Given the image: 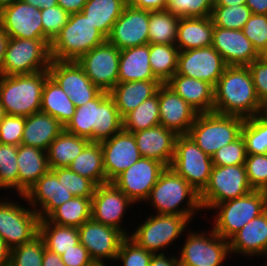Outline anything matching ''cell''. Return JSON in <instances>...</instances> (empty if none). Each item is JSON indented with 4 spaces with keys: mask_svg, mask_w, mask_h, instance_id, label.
Here are the masks:
<instances>
[{
    "mask_svg": "<svg viewBox=\"0 0 267 266\" xmlns=\"http://www.w3.org/2000/svg\"><path fill=\"white\" fill-rule=\"evenodd\" d=\"M213 112L243 118L267 112L260 102L247 66H227L214 87Z\"/></svg>",
    "mask_w": 267,
    "mask_h": 266,
    "instance_id": "1",
    "label": "cell"
},
{
    "mask_svg": "<svg viewBox=\"0 0 267 266\" xmlns=\"http://www.w3.org/2000/svg\"><path fill=\"white\" fill-rule=\"evenodd\" d=\"M123 129L114 99L109 92L102 91L95 99L76 107L73 118L65 130L91 142H101L111 138Z\"/></svg>",
    "mask_w": 267,
    "mask_h": 266,
    "instance_id": "2",
    "label": "cell"
},
{
    "mask_svg": "<svg viewBox=\"0 0 267 266\" xmlns=\"http://www.w3.org/2000/svg\"><path fill=\"white\" fill-rule=\"evenodd\" d=\"M149 201L156 209L154 213L186 216L190 220L202 209L199 193L171 167H166L160 174L146 200Z\"/></svg>",
    "mask_w": 267,
    "mask_h": 266,
    "instance_id": "3",
    "label": "cell"
},
{
    "mask_svg": "<svg viewBox=\"0 0 267 266\" xmlns=\"http://www.w3.org/2000/svg\"><path fill=\"white\" fill-rule=\"evenodd\" d=\"M48 77V70L23 75H0V104L6 114L27 117L39 112L43 86Z\"/></svg>",
    "mask_w": 267,
    "mask_h": 266,
    "instance_id": "4",
    "label": "cell"
},
{
    "mask_svg": "<svg viewBox=\"0 0 267 266\" xmlns=\"http://www.w3.org/2000/svg\"><path fill=\"white\" fill-rule=\"evenodd\" d=\"M106 40L82 12L73 13L50 43V56L53 60L77 61Z\"/></svg>",
    "mask_w": 267,
    "mask_h": 266,
    "instance_id": "5",
    "label": "cell"
},
{
    "mask_svg": "<svg viewBox=\"0 0 267 266\" xmlns=\"http://www.w3.org/2000/svg\"><path fill=\"white\" fill-rule=\"evenodd\" d=\"M245 118L215 112L199 113L188 136L210 157L241 135Z\"/></svg>",
    "mask_w": 267,
    "mask_h": 266,
    "instance_id": "6",
    "label": "cell"
},
{
    "mask_svg": "<svg viewBox=\"0 0 267 266\" xmlns=\"http://www.w3.org/2000/svg\"><path fill=\"white\" fill-rule=\"evenodd\" d=\"M212 229L229 241L249 221L267 209V192L253 190L245 196L216 204Z\"/></svg>",
    "mask_w": 267,
    "mask_h": 266,
    "instance_id": "7",
    "label": "cell"
},
{
    "mask_svg": "<svg viewBox=\"0 0 267 266\" xmlns=\"http://www.w3.org/2000/svg\"><path fill=\"white\" fill-rule=\"evenodd\" d=\"M253 191L244 165L213 166L209 182L199 194L202 209L245 196Z\"/></svg>",
    "mask_w": 267,
    "mask_h": 266,
    "instance_id": "8",
    "label": "cell"
},
{
    "mask_svg": "<svg viewBox=\"0 0 267 266\" xmlns=\"http://www.w3.org/2000/svg\"><path fill=\"white\" fill-rule=\"evenodd\" d=\"M190 222L186 216L152 214L129 237L149 252L165 253L164 248L177 241Z\"/></svg>",
    "mask_w": 267,
    "mask_h": 266,
    "instance_id": "9",
    "label": "cell"
},
{
    "mask_svg": "<svg viewBox=\"0 0 267 266\" xmlns=\"http://www.w3.org/2000/svg\"><path fill=\"white\" fill-rule=\"evenodd\" d=\"M50 62V46L43 39L10 38L2 75H23L48 70Z\"/></svg>",
    "mask_w": 267,
    "mask_h": 266,
    "instance_id": "10",
    "label": "cell"
},
{
    "mask_svg": "<svg viewBox=\"0 0 267 266\" xmlns=\"http://www.w3.org/2000/svg\"><path fill=\"white\" fill-rule=\"evenodd\" d=\"M170 167L200 194L209 182L213 162L188 135H178Z\"/></svg>",
    "mask_w": 267,
    "mask_h": 266,
    "instance_id": "11",
    "label": "cell"
},
{
    "mask_svg": "<svg viewBox=\"0 0 267 266\" xmlns=\"http://www.w3.org/2000/svg\"><path fill=\"white\" fill-rule=\"evenodd\" d=\"M188 233L178 256L179 266H220L227 256H231L229 241L213 229L209 233Z\"/></svg>",
    "mask_w": 267,
    "mask_h": 266,
    "instance_id": "12",
    "label": "cell"
},
{
    "mask_svg": "<svg viewBox=\"0 0 267 266\" xmlns=\"http://www.w3.org/2000/svg\"><path fill=\"white\" fill-rule=\"evenodd\" d=\"M0 199V237L12 249L31 241L39 234V215L32 208Z\"/></svg>",
    "mask_w": 267,
    "mask_h": 266,
    "instance_id": "13",
    "label": "cell"
},
{
    "mask_svg": "<svg viewBox=\"0 0 267 266\" xmlns=\"http://www.w3.org/2000/svg\"><path fill=\"white\" fill-rule=\"evenodd\" d=\"M119 57L120 50L106 40L76 62L96 87L110 92L118 83Z\"/></svg>",
    "mask_w": 267,
    "mask_h": 266,
    "instance_id": "14",
    "label": "cell"
},
{
    "mask_svg": "<svg viewBox=\"0 0 267 266\" xmlns=\"http://www.w3.org/2000/svg\"><path fill=\"white\" fill-rule=\"evenodd\" d=\"M165 168L160 161L141 157L112 183L135 204L141 201L145 203Z\"/></svg>",
    "mask_w": 267,
    "mask_h": 266,
    "instance_id": "15",
    "label": "cell"
},
{
    "mask_svg": "<svg viewBox=\"0 0 267 266\" xmlns=\"http://www.w3.org/2000/svg\"><path fill=\"white\" fill-rule=\"evenodd\" d=\"M49 76L69 95L76 107L95 99L102 91L96 87L76 61L51 59Z\"/></svg>",
    "mask_w": 267,
    "mask_h": 266,
    "instance_id": "16",
    "label": "cell"
},
{
    "mask_svg": "<svg viewBox=\"0 0 267 266\" xmlns=\"http://www.w3.org/2000/svg\"><path fill=\"white\" fill-rule=\"evenodd\" d=\"M134 205L112 182L98 185L91 199V219L120 230L125 236L129 231L122 227L126 209Z\"/></svg>",
    "mask_w": 267,
    "mask_h": 266,
    "instance_id": "17",
    "label": "cell"
},
{
    "mask_svg": "<svg viewBox=\"0 0 267 266\" xmlns=\"http://www.w3.org/2000/svg\"><path fill=\"white\" fill-rule=\"evenodd\" d=\"M79 242L87 249L94 263L115 262L122 240L120 230L92 219L78 227ZM106 259V260H104Z\"/></svg>",
    "mask_w": 267,
    "mask_h": 266,
    "instance_id": "18",
    "label": "cell"
},
{
    "mask_svg": "<svg viewBox=\"0 0 267 266\" xmlns=\"http://www.w3.org/2000/svg\"><path fill=\"white\" fill-rule=\"evenodd\" d=\"M226 67L222 56L209 46L179 51L176 74L203 80L215 87Z\"/></svg>",
    "mask_w": 267,
    "mask_h": 266,
    "instance_id": "19",
    "label": "cell"
},
{
    "mask_svg": "<svg viewBox=\"0 0 267 266\" xmlns=\"http://www.w3.org/2000/svg\"><path fill=\"white\" fill-rule=\"evenodd\" d=\"M150 11L125 6L107 37L119 50L149 44Z\"/></svg>",
    "mask_w": 267,
    "mask_h": 266,
    "instance_id": "20",
    "label": "cell"
},
{
    "mask_svg": "<svg viewBox=\"0 0 267 266\" xmlns=\"http://www.w3.org/2000/svg\"><path fill=\"white\" fill-rule=\"evenodd\" d=\"M103 154L106 183L112 182L118 175L141 158L133 133L123 129L111 138L100 142Z\"/></svg>",
    "mask_w": 267,
    "mask_h": 266,
    "instance_id": "21",
    "label": "cell"
},
{
    "mask_svg": "<svg viewBox=\"0 0 267 266\" xmlns=\"http://www.w3.org/2000/svg\"><path fill=\"white\" fill-rule=\"evenodd\" d=\"M0 25L10 38L43 39L41 9L22 0L0 10Z\"/></svg>",
    "mask_w": 267,
    "mask_h": 266,
    "instance_id": "22",
    "label": "cell"
},
{
    "mask_svg": "<svg viewBox=\"0 0 267 266\" xmlns=\"http://www.w3.org/2000/svg\"><path fill=\"white\" fill-rule=\"evenodd\" d=\"M159 102L160 125L177 135H187L199 114L166 83L156 92Z\"/></svg>",
    "mask_w": 267,
    "mask_h": 266,
    "instance_id": "23",
    "label": "cell"
},
{
    "mask_svg": "<svg viewBox=\"0 0 267 266\" xmlns=\"http://www.w3.org/2000/svg\"><path fill=\"white\" fill-rule=\"evenodd\" d=\"M19 196L28 201L40 219H46L57 207L74 197L51 170L41 176L25 195Z\"/></svg>",
    "mask_w": 267,
    "mask_h": 266,
    "instance_id": "24",
    "label": "cell"
},
{
    "mask_svg": "<svg viewBox=\"0 0 267 266\" xmlns=\"http://www.w3.org/2000/svg\"><path fill=\"white\" fill-rule=\"evenodd\" d=\"M212 47L222 56L227 66H248L259 57L243 30L214 26Z\"/></svg>",
    "mask_w": 267,
    "mask_h": 266,
    "instance_id": "25",
    "label": "cell"
},
{
    "mask_svg": "<svg viewBox=\"0 0 267 266\" xmlns=\"http://www.w3.org/2000/svg\"><path fill=\"white\" fill-rule=\"evenodd\" d=\"M133 135L141 157L155 159L170 167L178 136L174 131L158 125L133 132Z\"/></svg>",
    "mask_w": 267,
    "mask_h": 266,
    "instance_id": "26",
    "label": "cell"
},
{
    "mask_svg": "<svg viewBox=\"0 0 267 266\" xmlns=\"http://www.w3.org/2000/svg\"><path fill=\"white\" fill-rule=\"evenodd\" d=\"M230 253L248 257L267 254V209L244 225L230 240Z\"/></svg>",
    "mask_w": 267,
    "mask_h": 266,
    "instance_id": "27",
    "label": "cell"
},
{
    "mask_svg": "<svg viewBox=\"0 0 267 266\" xmlns=\"http://www.w3.org/2000/svg\"><path fill=\"white\" fill-rule=\"evenodd\" d=\"M198 113L214 109V87L206 81L174 74L166 83Z\"/></svg>",
    "mask_w": 267,
    "mask_h": 266,
    "instance_id": "28",
    "label": "cell"
},
{
    "mask_svg": "<svg viewBox=\"0 0 267 266\" xmlns=\"http://www.w3.org/2000/svg\"><path fill=\"white\" fill-rule=\"evenodd\" d=\"M17 163L18 195H25L50 170L46 151L23 144L18 146Z\"/></svg>",
    "mask_w": 267,
    "mask_h": 266,
    "instance_id": "29",
    "label": "cell"
},
{
    "mask_svg": "<svg viewBox=\"0 0 267 266\" xmlns=\"http://www.w3.org/2000/svg\"><path fill=\"white\" fill-rule=\"evenodd\" d=\"M65 129L55 117L36 112L25 117V126L21 144L48 150L51 142Z\"/></svg>",
    "mask_w": 267,
    "mask_h": 266,
    "instance_id": "30",
    "label": "cell"
},
{
    "mask_svg": "<svg viewBox=\"0 0 267 266\" xmlns=\"http://www.w3.org/2000/svg\"><path fill=\"white\" fill-rule=\"evenodd\" d=\"M160 85L158 80L118 82L109 94L123 119L143 101L154 96Z\"/></svg>",
    "mask_w": 267,
    "mask_h": 266,
    "instance_id": "31",
    "label": "cell"
},
{
    "mask_svg": "<svg viewBox=\"0 0 267 266\" xmlns=\"http://www.w3.org/2000/svg\"><path fill=\"white\" fill-rule=\"evenodd\" d=\"M214 24L209 17H180L175 45L179 51L212 46Z\"/></svg>",
    "mask_w": 267,
    "mask_h": 266,
    "instance_id": "32",
    "label": "cell"
},
{
    "mask_svg": "<svg viewBox=\"0 0 267 266\" xmlns=\"http://www.w3.org/2000/svg\"><path fill=\"white\" fill-rule=\"evenodd\" d=\"M157 80L149 62V44L120 50L118 82Z\"/></svg>",
    "mask_w": 267,
    "mask_h": 266,
    "instance_id": "33",
    "label": "cell"
},
{
    "mask_svg": "<svg viewBox=\"0 0 267 266\" xmlns=\"http://www.w3.org/2000/svg\"><path fill=\"white\" fill-rule=\"evenodd\" d=\"M75 109L69 95L49 76L43 86L40 111L55 117L66 126L73 118Z\"/></svg>",
    "mask_w": 267,
    "mask_h": 266,
    "instance_id": "34",
    "label": "cell"
},
{
    "mask_svg": "<svg viewBox=\"0 0 267 266\" xmlns=\"http://www.w3.org/2000/svg\"><path fill=\"white\" fill-rule=\"evenodd\" d=\"M90 142L64 129L46 151L50 169L68 167Z\"/></svg>",
    "mask_w": 267,
    "mask_h": 266,
    "instance_id": "35",
    "label": "cell"
},
{
    "mask_svg": "<svg viewBox=\"0 0 267 266\" xmlns=\"http://www.w3.org/2000/svg\"><path fill=\"white\" fill-rule=\"evenodd\" d=\"M125 6V0H87L81 12L107 38Z\"/></svg>",
    "mask_w": 267,
    "mask_h": 266,
    "instance_id": "36",
    "label": "cell"
},
{
    "mask_svg": "<svg viewBox=\"0 0 267 266\" xmlns=\"http://www.w3.org/2000/svg\"><path fill=\"white\" fill-rule=\"evenodd\" d=\"M70 170L91 180L96 186L106 183L100 142H90L70 163Z\"/></svg>",
    "mask_w": 267,
    "mask_h": 266,
    "instance_id": "37",
    "label": "cell"
},
{
    "mask_svg": "<svg viewBox=\"0 0 267 266\" xmlns=\"http://www.w3.org/2000/svg\"><path fill=\"white\" fill-rule=\"evenodd\" d=\"M39 235L43 238L46 249L58 255L79 243L77 227L57 225L47 218L39 221Z\"/></svg>",
    "mask_w": 267,
    "mask_h": 266,
    "instance_id": "38",
    "label": "cell"
},
{
    "mask_svg": "<svg viewBox=\"0 0 267 266\" xmlns=\"http://www.w3.org/2000/svg\"><path fill=\"white\" fill-rule=\"evenodd\" d=\"M179 49L175 44L149 43V62L152 73L161 83H167L177 72Z\"/></svg>",
    "mask_w": 267,
    "mask_h": 266,
    "instance_id": "39",
    "label": "cell"
},
{
    "mask_svg": "<svg viewBox=\"0 0 267 266\" xmlns=\"http://www.w3.org/2000/svg\"><path fill=\"white\" fill-rule=\"evenodd\" d=\"M91 199L74 196L57 207L47 219L57 225L78 228L91 219Z\"/></svg>",
    "mask_w": 267,
    "mask_h": 266,
    "instance_id": "40",
    "label": "cell"
},
{
    "mask_svg": "<svg viewBox=\"0 0 267 266\" xmlns=\"http://www.w3.org/2000/svg\"><path fill=\"white\" fill-rule=\"evenodd\" d=\"M179 16L167 10L150 11L149 17V43L152 44H175Z\"/></svg>",
    "mask_w": 267,
    "mask_h": 266,
    "instance_id": "41",
    "label": "cell"
},
{
    "mask_svg": "<svg viewBox=\"0 0 267 266\" xmlns=\"http://www.w3.org/2000/svg\"><path fill=\"white\" fill-rule=\"evenodd\" d=\"M123 130L129 133L142 131L160 125L159 102L156 93L143 101L123 119Z\"/></svg>",
    "mask_w": 267,
    "mask_h": 266,
    "instance_id": "42",
    "label": "cell"
},
{
    "mask_svg": "<svg viewBox=\"0 0 267 266\" xmlns=\"http://www.w3.org/2000/svg\"><path fill=\"white\" fill-rule=\"evenodd\" d=\"M241 135L245 141L247 155L267 154V112L246 118Z\"/></svg>",
    "mask_w": 267,
    "mask_h": 266,
    "instance_id": "43",
    "label": "cell"
},
{
    "mask_svg": "<svg viewBox=\"0 0 267 266\" xmlns=\"http://www.w3.org/2000/svg\"><path fill=\"white\" fill-rule=\"evenodd\" d=\"M252 12L246 4L235 6H213L211 19L214 26L242 30Z\"/></svg>",
    "mask_w": 267,
    "mask_h": 266,
    "instance_id": "44",
    "label": "cell"
},
{
    "mask_svg": "<svg viewBox=\"0 0 267 266\" xmlns=\"http://www.w3.org/2000/svg\"><path fill=\"white\" fill-rule=\"evenodd\" d=\"M45 243L38 234L31 241L11 249L10 266H42Z\"/></svg>",
    "mask_w": 267,
    "mask_h": 266,
    "instance_id": "45",
    "label": "cell"
},
{
    "mask_svg": "<svg viewBox=\"0 0 267 266\" xmlns=\"http://www.w3.org/2000/svg\"><path fill=\"white\" fill-rule=\"evenodd\" d=\"M18 146L0 143V189L13 188L18 194Z\"/></svg>",
    "mask_w": 267,
    "mask_h": 266,
    "instance_id": "46",
    "label": "cell"
},
{
    "mask_svg": "<svg viewBox=\"0 0 267 266\" xmlns=\"http://www.w3.org/2000/svg\"><path fill=\"white\" fill-rule=\"evenodd\" d=\"M50 170L57 176L58 181H62L72 195L83 198L93 197L96 185L88 178L82 177L68 167Z\"/></svg>",
    "mask_w": 267,
    "mask_h": 266,
    "instance_id": "47",
    "label": "cell"
},
{
    "mask_svg": "<svg viewBox=\"0 0 267 266\" xmlns=\"http://www.w3.org/2000/svg\"><path fill=\"white\" fill-rule=\"evenodd\" d=\"M214 0H167L165 10L179 17H209Z\"/></svg>",
    "mask_w": 267,
    "mask_h": 266,
    "instance_id": "48",
    "label": "cell"
},
{
    "mask_svg": "<svg viewBox=\"0 0 267 266\" xmlns=\"http://www.w3.org/2000/svg\"><path fill=\"white\" fill-rule=\"evenodd\" d=\"M153 254L126 236L120 244L115 260L122 261V266H149Z\"/></svg>",
    "mask_w": 267,
    "mask_h": 266,
    "instance_id": "49",
    "label": "cell"
},
{
    "mask_svg": "<svg viewBox=\"0 0 267 266\" xmlns=\"http://www.w3.org/2000/svg\"><path fill=\"white\" fill-rule=\"evenodd\" d=\"M70 14L59 5L41 9V21L43 26V40L50 46V43L60 33L61 29L68 22Z\"/></svg>",
    "mask_w": 267,
    "mask_h": 266,
    "instance_id": "50",
    "label": "cell"
},
{
    "mask_svg": "<svg viewBox=\"0 0 267 266\" xmlns=\"http://www.w3.org/2000/svg\"><path fill=\"white\" fill-rule=\"evenodd\" d=\"M247 157L244 138L240 135L236 140L223 146L211 157L213 166L244 165Z\"/></svg>",
    "mask_w": 267,
    "mask_h": 266,
    "instance_id": "51",
    "label": "cell"
},
{
    "mask_svg": "<svg viewBox=\"0 0 267 266\" xmlns=\"http://www.w3.org/2000/svg\"><path fill=\"white\" fill-rule=\"evenodd\" d=\"M244 166L252 189L267 192V154L247 155Z\"/></svg>",
    "mask_w": 267,
    "mask_h": 266,
    "instance_id": "52",
    "label": "cell"
},
{
    "mask_svg": "<svg viewBox=\"0 0 267 266\" xmlns=\"http://www.w3.org/2000/svg\"><path fill=\"white\" fill-rule=\"evenodd\" d=\"M242 30L258 53L267 46V15L252 14Z\"/></svg>",
    "mask_w": 267,
    "mask_h": 266,
    "instance_id": "53",
    "label": "cell"
},
{
    "mask_svg": "<svg viewBox=\"0 0 267 266\" xmlns=\"http://www.w3.org/2000/svg\"><path fill=\"white\" fill-rule=\"evenodd\" d=\"M25 126L24 116L6 115L0 123V143L19 146Z\"/></svg>",
    "mask_w": 267,
    "mask_h": 266,
    "instance_id": "54",
    "label": "cell"
},
{
    "mask_svg": "<svg viewBox=\"0 0 267 266\" xmlns=\"http://www.w3.org/2000/svg\"><path fill=\"white\" fill-rule=\"evenodd\" d=\"M260 102L267 108V63L259 58L248 66Z\"/></svg>",
    "mask_w": 267,
    "mask_h": 266,
    "instance_id": "55",
    "label": "cell"
},
{
    "mask_svg": "<svg viewBox=\"0 0 267 266\" xmlns=\"http://www.w3.org/2000/svg\"><path fill=\"white\" fill-rule=\"evenodd\" d=\"M61 259L66 266H91L94 264L89 252L80 242L61 254Z\"/></svg>",
    "mask_w": 267,
    "mask_h": 266,
    "instance_id": "56",
    "label": "cell"
},
{
    "mask_svg": "<svg viewBox=\"0 0 267 266\" xmlns=\"http://www.w3.org/2000/svg\"><path fill=\"white\" fill-rule=\"evenodd\" d=\"M126 6L148 10H165L167 0H125Z\"/></svg>",
    "mask_w": 267,
    "mask_h": 266,
    "instance_id": "57",
    "label": "cell"
},
{
    "mask_svg": "<svg viewBox=\"0 0 267 266\" xmlns=\"http://www.w3.org/2000/svg\"><path fill=\"white\" fill-rule=\"evenodd\" d=\"M149 266H179L176 255H166V253L153 254Z\"/></svg>",
    "mask_w": 267,
    "mask_h": 266,
    "instance_id": "58",
    "label": "cell"
},
{
    "mask_svg": "<svg viewBox=\"0 0 267 266\" xmlns=\"http://www.w3.org/2000/svg\"><path fill=\"white\" fill-rule=\"evenodd\" d=\"M87 0H57L58 5L69 14L81 12Z\"/></svg>",
    "mask_w": 267,
    "mask_h": 266,
    "instance_id": "59",
    "label": "cell"
},
{
    "mask_svg": "<svg viewBox=\"0 0 267 266\" xmlns=\"http://www.w3.org/2000/svg\"><path fill=\"white\" fill-rule=\"evenodd\" d=\"M42 266H66V265L62 261L61 255L51 252L45 248Z\"/></svg>",
    "mask_w": 267,
    "mask_h": 266,
    "instance_id": "60",
    "label": "cell"
},
{
    "mask_svg": "<svg viewBox=\"0 0 267 266\" xmlns=\"http://www.w3.org/2000/svg\"><path fill=\"white\" fill-rule=\"evenodd\" d=\"M245 4L250 8L252 14L267 15V0H246Z\"/></svg>",
    "mask_w": 267,
    "mask_h": 266,
    "instance_id": "61",
    "label": "cell"
},
{
    "mask_svg": "<svg viewBox=\"0 0 267 266\" xmlns=\"http://www.w3.org/2000/svg\"><path fill=\"white\" fill-rule=\"evenodd\" d=\"M10 37L4 31V28L0 25V75H2V67L4 64V57Z\"/></svg>",
    "mask_w": 267,
    "mask_h": 266,
    "instance_id": "62",
    "label": "cell"
},
{
    "mask_svg": "<svg viewBox=\"0 0 267 266\" xmlns=\"http://www.w3.org/2000/svg\"><path fill=\"white\" fill-rule=\"evenodd\" d=\"M11 249L0 237V266H10Z\"/></svg>",
    "mask_w": 267,
    "mask_h": 266,
    "instance_id": "63",
    "label": "cell"
},
{
    "mask_svg": "<svg viewBox=\"0 0 267 266\" xmlns=\"http://www.w3.org/2000/svg\"><path fill=\"white\" fill-rule=\"evenodd\" d=\"M39 9H46L58 5L57 0H22Z\"/></svg>",
    "mask_w": 267,
    "mask_h": 266,
    "instance_id": "64",
    "label": "cell"
},
{
    "mask_svg": "<svg viewBox=\"0 0 267 266\" xmlns=\"http://www.w3.org/2000/svg\"><path fill=\"white\" fill-rule=\"evenodd\" d=\"M245 3L246 0H214V6H235Z\"/></svg>",
    "mask_w": 267,
    "mask_h": 266,
    "instance_id": "65",
    "label": "cell"
},
{
    "mask_svg": "<svg viewBox=\"0 0 267 266\" xmlns=\"http://www.w3.org/2000/svg\"><path fill=\"white\" fill-rule=\"evenodd\" d=\"M18 0H0V10L6 6L14 4Z\"/></svg>",
    "mask_w": 267,
    "mask_h": 266,
    "instance_id": "66",
    "label": "cell"
},
{
    "mask_svg": "<svg viewBox=\"0 0 267 266\" xmlns=\"http://www.w3.org/2000/svg\"><path fill=\"white\" fill-rule=\"evenodd\" d=\"M261 61L267 63V46L259 53L258 57Z\"/></svg>",
    "mask_w": 267,
    "mask_h": 266,
    "instance_id": "67",
    "label": "cell"
},
{
    "mask_svg": "<svg viewBox=\"0 0 267 266\" xmlns=\"http://www.w3.org/2000/svg\"><path fill=\"white\" fill-rule=\"evenodd\" d=\"M6 112H5V109L3 108V106L0 104V123L3 121V119L5 118L6 116Z\"/></svg>",
    "mask_w": 267,
    "mask_h": 266,
    "instance_id": "68",
    "label": "cell"
},
{
    "mask_svg": "<svg viewBox=\"0 0 267 266\" xmlns=\"http://www.w3.org/2000/svg\"><path fill=\"white\" fill-rule=\"evenodd\" d=\"M106 264H107V262L106 263H94L91 266H107Z\"/></svg>",
    "mask_w": 267,
    "mask_h": 266,
    "instance_id": "69",
    "label": "cell"
}]
</instances>
